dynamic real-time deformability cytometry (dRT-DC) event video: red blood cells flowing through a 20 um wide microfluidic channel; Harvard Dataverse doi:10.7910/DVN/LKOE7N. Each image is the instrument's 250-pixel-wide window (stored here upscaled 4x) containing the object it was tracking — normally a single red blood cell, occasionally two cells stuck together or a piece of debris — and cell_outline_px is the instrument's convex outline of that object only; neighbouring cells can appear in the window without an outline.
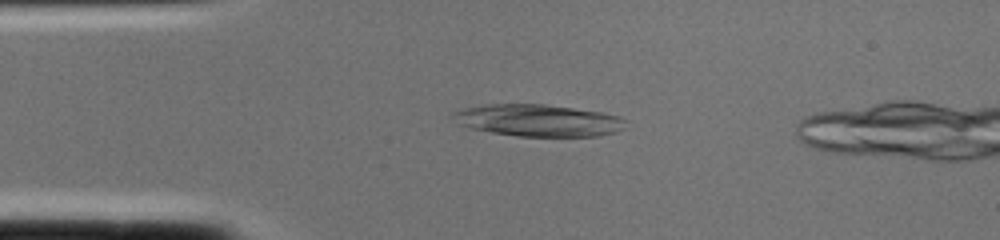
{"species": "common noctule bat (a hibernating species)", "species_latin": "Nyctalus noctula", "temperature_condition": "cold", "stored_images_in_passage": 2, "camera_frame_rate_fps": 3000, "um_per_image_px": 0.085, "animal": {"sex": "female", "body_mass_g": 22.0, "forearm_length_mm": 56.7}, "frame": {"image": 1, "passage_image": 1, "time_ms": 0.0, "image_size_px": [1000, 240], "cell_outline_px": [[628, 120], [624, 128], [616, 132], [596, 136], [520, 136], [492, 132], [472, 128], [456, 124], [448, 116], [452, 112], [460, 108], [484, 104], [544, 104], [604, 112], [620, 116]], "centroid_in_image_um": [45.71, 10.22], "position_along_channel_um": 39.3, "area_um2": 32.6}}